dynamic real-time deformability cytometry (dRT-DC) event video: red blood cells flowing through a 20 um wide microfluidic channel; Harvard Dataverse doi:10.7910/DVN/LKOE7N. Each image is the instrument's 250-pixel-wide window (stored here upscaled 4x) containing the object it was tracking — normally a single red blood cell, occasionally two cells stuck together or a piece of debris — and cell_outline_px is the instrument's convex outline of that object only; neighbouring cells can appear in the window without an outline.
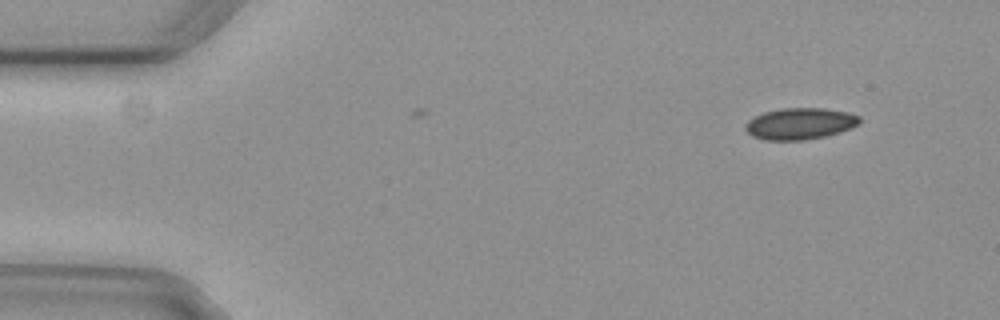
{"species": "common noctule bat (a hibernating species)", "species_latin": "Nyctalus noctula", "temperature_condition": "cold", "stored_images_in_passage": 3, "camera_frame_rate_fps": 3000, "um_per_image_px": 0.085, "animal": {"sex": "female", "body_mass_g": 29.2, "forearm_length_mm": 56.3}, "frame": {"image": 1, "passage_image": 2, "time_ms": 0.333, "image_size_px": [1000, 320], "cell_outline_px": [[860, 124], [852, 128], [840, 132], [824, 136], [804, 140], [764, 140], [752, 136], [744, 128], [744, 124], [748, 120], [764, 112], [780, 108], [824, 108], [848, 112], [860, 116]], "centroid_in_image_um": [68.0, 10.51], "position_along_channel_um": 17.0, "area_um2": 21.1}}